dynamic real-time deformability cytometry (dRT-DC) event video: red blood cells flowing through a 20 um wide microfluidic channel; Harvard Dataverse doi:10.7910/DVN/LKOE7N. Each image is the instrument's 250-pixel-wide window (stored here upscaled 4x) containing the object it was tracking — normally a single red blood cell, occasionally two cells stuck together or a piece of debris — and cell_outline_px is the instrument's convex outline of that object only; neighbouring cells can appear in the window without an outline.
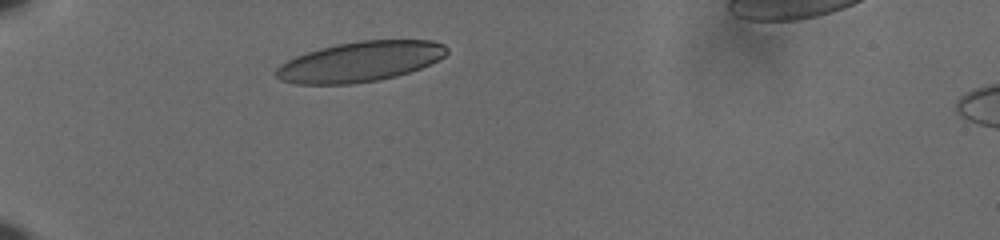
{"species": "human", "species_latin": "Homo sapiens", "temperature_condition": "cold", "stored_images_in_passage": 33, "camera_frame_rate_fps": 3000, "um_per_image_px": 0.085, "donor": {"sex": "male"}, "frame": {"image": 1, "passage_image": 1, "time_ms": 0.0, "image_size_px": [1000, 240], "cell_outline_px": [[448, 52], [444, 56], [420, 68], [396, 76], [380, 80], [348, 84], [296, 84], [280, 80], [276, 76], [276, 68], [280, 64], [296, 56], [320, 48], [336, 44], [360, 40], [432, 40], [444, 44], [448, 48]], "centroid_in_image_um": [30.6, 5.24], "position_along_channel_um": 54.4, "area_um2": 39.82}}
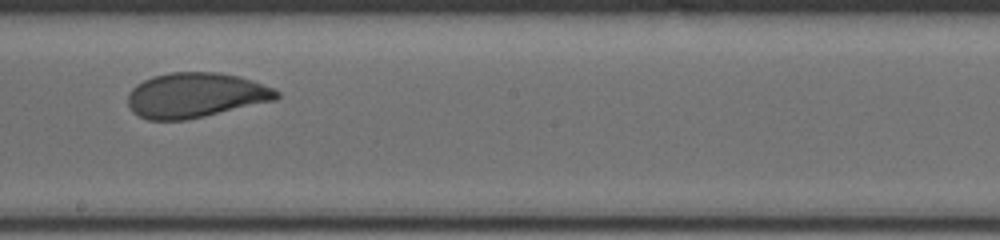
{"frame": {"image": 2, "passage_image": 18, "time_ms": 5.667, "image_size_px": [1000, 240], "cell_outline_px": [[280, 96], [276, 100], [188, 120], [148, 120], [132, 112], [128, 104], [128, 92], [136, 84], [152, 76], [168, 72], [220, 72], [240, 76], [252, 80], [272, 88], [280, 92]], "centroid_in_image_um": [16.61, 8.09], "position_along_channel_um": 231.6, "area_um2": 39.25}}
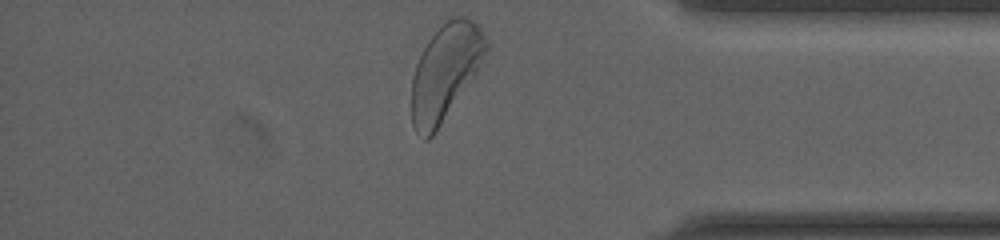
{"frame": {"image": 3, "passage_image": 33, "time_ms": 10.667, "image_size_px": [1000, 240], "cell_outline_px": [[488, 48], [476, 72], [432, 136], [428, 140], [424, 140], [416, 132], [412, 124], [412, 76], [416, 64], [428, 40], [452, 16], [464, 16], [472, 20], [480, 28], [488, 44]], "centroid_in_image_um": [37.82, 6.12], "position_along_channel_um": 397.4, "area_um2": 40.58}, "authors_computed_cell_mechanics": {"area_um2": 39.5352, "velocity_mm_per_s": 3.6012, "shape_relaxation_time_tau1_ms": 4.1323, "shape_relaxation_time_tau2_ms": 0.9275, "deformation_change_tau1": 0.1434, "deformation_change_tau2": 0.0612}}